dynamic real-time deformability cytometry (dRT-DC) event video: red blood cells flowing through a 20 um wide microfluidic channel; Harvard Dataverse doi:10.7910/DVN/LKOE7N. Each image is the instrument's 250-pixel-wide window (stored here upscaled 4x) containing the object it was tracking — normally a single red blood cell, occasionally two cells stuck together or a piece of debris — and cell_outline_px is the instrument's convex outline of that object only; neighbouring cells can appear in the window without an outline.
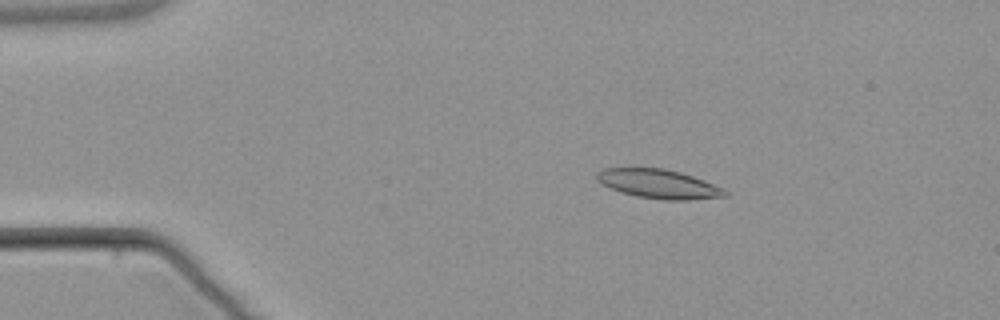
{"species": "common noctule bat (a hibernating species)", "species_latin": "Nyctalus noctula", "temperature_condition": "warm", "stored_images_in_passage": 8, "camera_frame_rate_fps": 3000, "um_per_image_px": 0.085, "animal": {"sex": "male", "body_mass_g": 21.5, "forearm_length_mm": 52.0}, "frame": {"image": 1, "passage_image": 3, "time_ms": 2.333, "image_size_px": [1000, 320], "cell_outline_px": [[728, 196], [688, 200], [664, 200], [636, 196], [620, 192], [596, 180], [596, 172], [604, 168], [664, 168], [680, 172], [704, 180], [724, 188], [728, 192]], "centroid_in_image_um": [56.01, 15.63], "position_along_channel_um": 29.0, "area_um2": 21.73}}
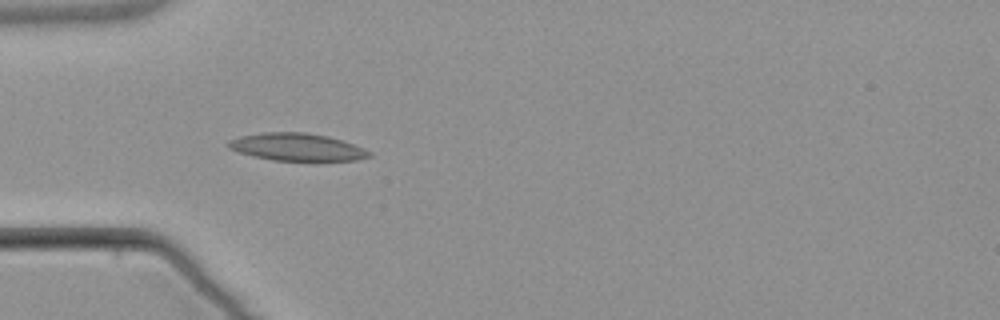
{"frame": {"image": 2, "passage_image": 5, "time_ms": 4.667, "image_size_px": [1000, 320], "cell_outline_px": [[372, 156], [356, 160], [272, 160], [252, 156], [228, 148], [224, 144], [228, 140], [240, 136], [264, 132], [304, 132], [328, 136], [364, 148], [372, 152]], "centroid_in_image_um": [25.2, 12.49], "position_along_channel_um": 59.8, "area_um2": 22.48}}
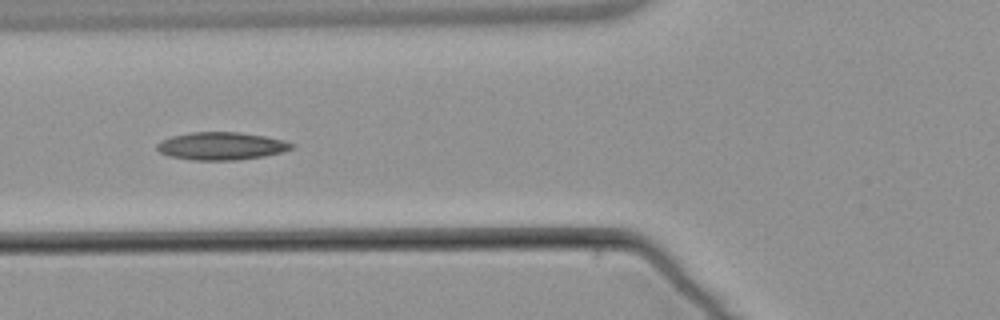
{"frame": {"image": 3, "passage_image": 6, "time_ms": 6.0, "image_size_px": [1000, 320], "cell_outline_px": [[296, 148], [284, 152], [264, 156], [236, 160], [196, 160], [172, 156], [160, 152], [156, 148], [156, 144], [160, 140], [172, 136], [188, 132], [240, 132], [264, 136], [284, 140], [296, 144]], "centroid_in_image_um": [18.86, 12.4], "position_along_channel_um": 106.9, "area_um2": 21.91}}